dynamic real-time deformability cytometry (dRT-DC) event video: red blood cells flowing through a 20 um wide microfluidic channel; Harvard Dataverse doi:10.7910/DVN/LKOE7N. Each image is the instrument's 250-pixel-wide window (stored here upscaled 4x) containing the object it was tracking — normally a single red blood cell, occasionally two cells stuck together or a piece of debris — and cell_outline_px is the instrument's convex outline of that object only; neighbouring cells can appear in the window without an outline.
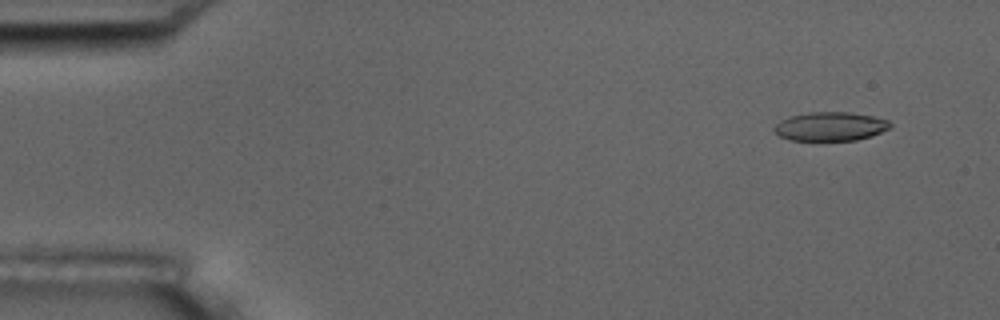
{"species": "common noctule bat (a hibernating species)", "species_latin": "Nyctalus noctula", "temperature_condition": "room temperature", "stored_images_in_passage": 6, "camera_frame_rate_fps": 3000, "um_per_image_px": 0.085, "animal": {"sex": "male", "body_mass_g": 17.5, "forearm_length_mm": 52.3}, "frame": {"image": 1, "passage_image": 1, "time_ms": 0.0, "image_size_px": [1000, 320], "cell_outline_px": [[892, 128], [872, 136], [856, 140], [788, 140], [780, 136], [772, 128], [780, 120], [792, 116], [812, 112], [848, 112], [872, 116], [888, 120], [892, 124]], "centroid_in_image_um": [70.61, 10.75], "position_along_channel_um": 14.4, "area_um2": 19.48}}
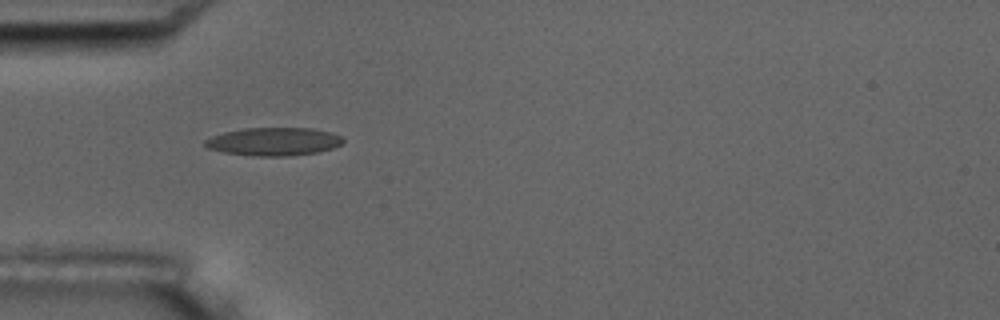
{"frame": {"image": 2, "passage_image": 5, "time_ms": 4.333, "image_size_px": [1000, 320], "cell_outline_px": [[344, 140], [340, 144], [332, 148], [316, 152], [288, 156], [252, 156], [224, 152], [208, 148], [204, 144], [204, 140], [212, 136], [224, 132], [244, 128], [312, 128], [332, 132], [344, 136]], "centroid_in_image_um": [23.28, 12.02], "position_along_channel_um": 61.7, "area_um2": 22.66}}